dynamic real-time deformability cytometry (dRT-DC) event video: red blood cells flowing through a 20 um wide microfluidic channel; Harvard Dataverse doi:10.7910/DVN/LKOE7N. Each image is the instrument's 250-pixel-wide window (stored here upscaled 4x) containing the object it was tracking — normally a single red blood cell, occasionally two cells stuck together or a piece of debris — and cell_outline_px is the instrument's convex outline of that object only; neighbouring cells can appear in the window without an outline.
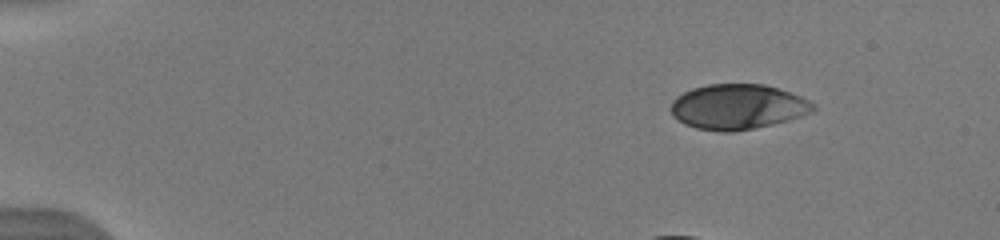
{"species": "human", "species_latin": "Homo sapiens", "temperature_condition": "warm", "stored_images_in_passage": 34, "camera_frame_rate_fps": 3000, "um_per_image_px": 0.085, "donor": {"sex": "male"}, "frame": {"image": 1, "passage_image": 1, "time_ms": 0.0, "image_size_px": [1000, 240], "cell_outline_px": [[816, 108], [812, 112], [788, 120], [772, 124], [732, 132], [716, 132], [696, 128], [684, 124], [676, 120], [672, 116], [672, 100], [676, 96], [692, 88], [708, 84], [764, 84], [800, 96], [816, 104]], "centroid_in_image_um": [62.68, 9.08], "position_along_channel_um": 22.3, "area_um2": 37.45}}